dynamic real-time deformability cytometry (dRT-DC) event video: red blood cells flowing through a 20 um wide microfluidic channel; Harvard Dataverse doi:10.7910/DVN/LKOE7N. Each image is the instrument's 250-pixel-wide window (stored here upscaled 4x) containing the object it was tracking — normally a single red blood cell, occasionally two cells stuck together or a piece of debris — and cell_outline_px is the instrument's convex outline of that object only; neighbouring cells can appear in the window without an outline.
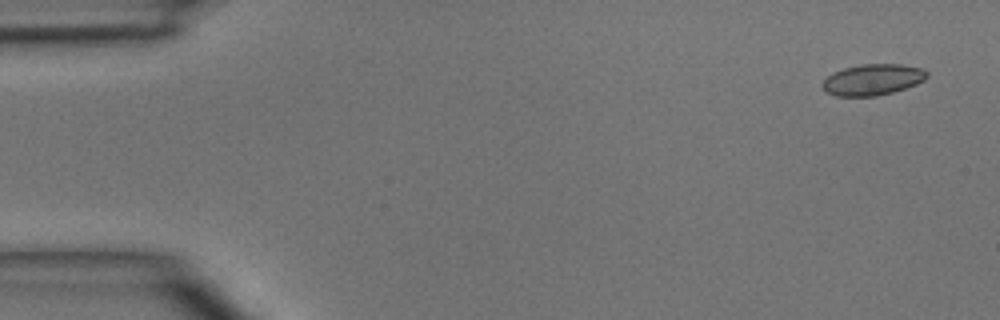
{"species": "common noctule bat (a hibernating species)", "species_latin": "Nyctalus noctula", "temperature_condition": "room temperature", "stored_images_in_passage": 4, "camera_frame_rate_fps": 3000, "um_per_image_px": 0.085, "animal": {"sex": "male", "body_mass_g": 15.6}, "frame": {"image": 1, "passage_image": 1, "time_ms": 0.0, "image_size_px": [1000, 320], "cell_outline_px": [[928, 76], [924, 80], [916, 84], [892, 92], [876, 96], [836, 96], [828, 92], [820, 84], [832, 72], [844, 68], [860, 64], [900, 64], [920, 68], [928, 72]], "centroid_in_image_um": [74.16, 6.76], "position_along_channel_um": 10.8, "area_um2": 18.84}}
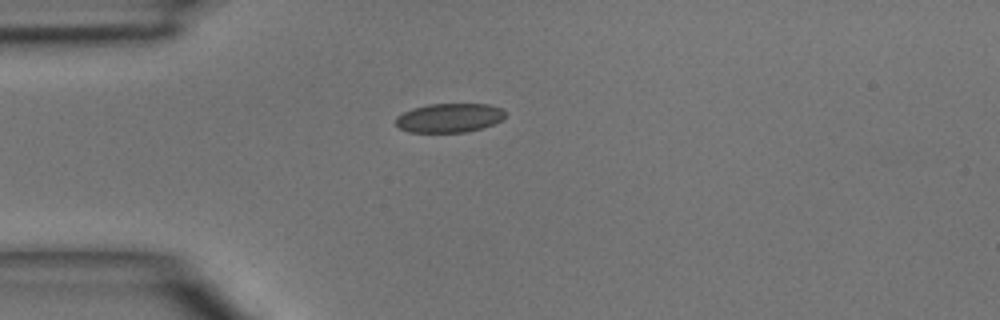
{"frame": {"image": 2, "passage_image": 4, "time_ms": 3.333, "image_size_px": [1000, 320], "cell_outline_px": [[504, 116], [500, 120], [492, 124], [480, 128], [464, 132], [408, 132], [400, 128], [396, 124], [396, 116], [412, 108], [428, 104], [488, 104], [500, 108], [504, 112]], "centroid_in_image_um": [38.14, 10.01], "position_along_channel_um": 46.9, "area_um2": 18.32}}